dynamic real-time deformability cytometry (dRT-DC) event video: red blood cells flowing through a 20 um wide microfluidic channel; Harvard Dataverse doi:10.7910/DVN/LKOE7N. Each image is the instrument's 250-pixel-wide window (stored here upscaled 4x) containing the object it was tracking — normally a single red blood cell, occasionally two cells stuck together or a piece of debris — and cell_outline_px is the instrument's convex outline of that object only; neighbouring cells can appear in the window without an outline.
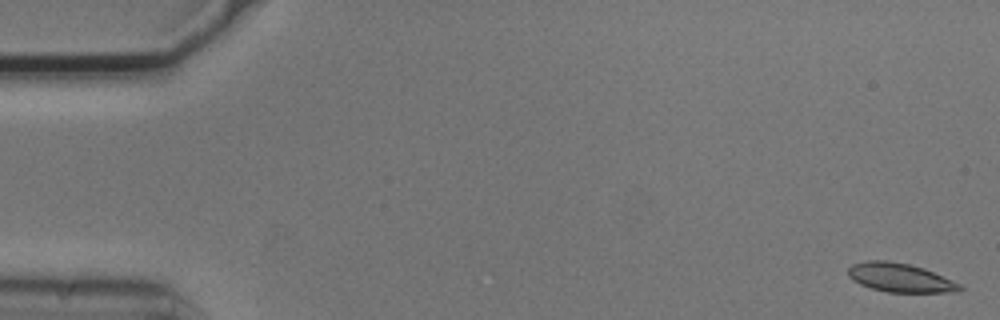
{"species": "common noctule bat (a hibernating species)", "species_latin": "Nyctalus noctula", "temperature_condition": "cold", "stored_images_in_passage": 54, "camera_frame_rate_fps": 3000, "um_per_image_px": 0.085, "animal": {"sex": "male", "body_mass_g": 20.5, "forearm_length_mm": 52.5}, "frame": {"image": 1, "passage_image": 1, "time_ms": 0.0, "image_size_px": [1000, 320], "cell_outline_px": [[964, 288], [960, 292], [888, 292], [872, 288], [860, 284], [852, 280], [848, 276], [848, 268], [852, 264], [868, 260], [888, 260], [908, 264], [924, 268], [952, 280], [960, 284]], "centroid_in_image_um": [76.51, 23.6], "position_along_channel_um": 8.5, "area_um2": 18.79}}
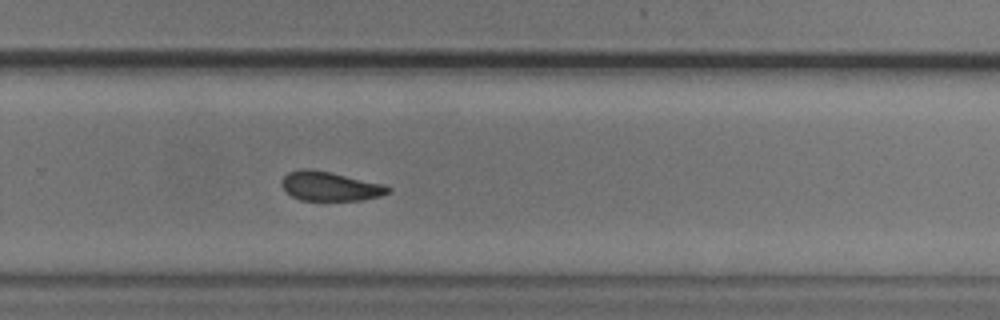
{"frame": {"image": 2, "passage_image": 36, "time_ms": 11.667, "image_size_px": [1000, 320], "cell_outline_px": [[392, 192], [380, 196], [360, 200], [300, 200], [292, 196], [280, 184], [280, 180], [288, 172], [300, 168], [312, 168], [332, 172], [384, 184], [392, 188]], "centroid_in_image_um": [28.05, 15.81], "position_along_channel_um": 301.7, "area_um2": 18.38}}
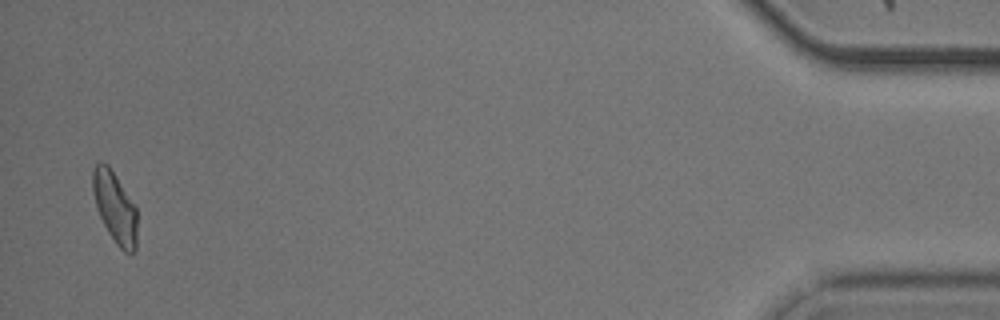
{"frame": {"image": 3, "passage_image": 53, "time_ms": 17.333, "image_size_px": [1000, 320], "cell_outline_px": [[136, 248], [132, 252], [124, 252], [116, 244], [108, 232], [96, 208], [92, 192], [92, 168], [96, 160], [100, 160], [108, 164], [136, 208]], "centroid_in_image_um": [9.72, 17.57], "position_along_channel_um": 425.5, "area_um2": 18.38}, "authors_computed_cell_mechanics": {"area_um2": 18.9006, "velocity_mm_per_s": 3.6998, "shape_relaxation_time_tau1_ms": 4.0704, "shape_relaxation_time_tau2_ms": 3.37, "deformation_change_tau1": 0.1173, "deformation_change_tau2": 0.0843}}